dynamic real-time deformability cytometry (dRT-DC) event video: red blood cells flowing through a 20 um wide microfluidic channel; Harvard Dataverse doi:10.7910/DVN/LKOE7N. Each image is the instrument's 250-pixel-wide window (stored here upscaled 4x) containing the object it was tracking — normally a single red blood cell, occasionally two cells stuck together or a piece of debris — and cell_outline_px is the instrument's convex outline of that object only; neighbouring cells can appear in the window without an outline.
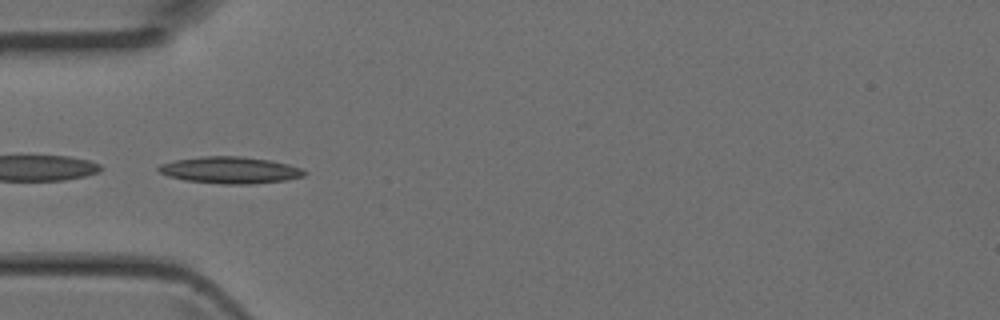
{"species": "Egyptian fruit bat (a non-hibernating species)", "species_latin": "Rousettus aegyptiacus", "temperature_condition": "room temperature", "stored_images_in_passage": 5, "camera_frame_rate_fps": 3000, "um_per_image_px": 0.085, "animal": {"sex": "female"}, "frame": {"image": 1, "passage_image": 4, "time_ms": 1.0, "image_size_px": [1000, 320], "cell_outline_px": [[308, 172], [304, 176], [284, 180], [248, 184], [224, 184], [184, 180], [168, 176], [160, 172], [156, 168], [160, 164], [176, 160], [200, 156], [240, 156], [272, 160], [288, 164], [300, 168]], "centroid_in_image_um": [19.55, 14.45], "position_along_channel_um": 65.4, "area_um2": 22.66}}
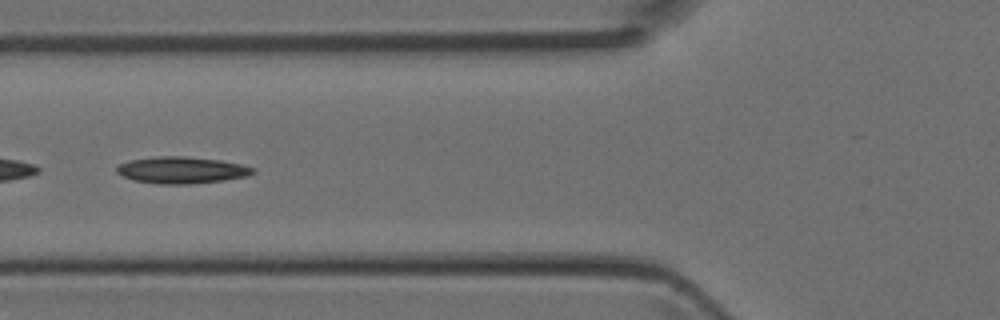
{"frame": {"image": 2, "passage_image": 5, "time_ms": 1.333, "image_size_px": [1000, 320], "cell_outline_px": [[256, 172], [248, 176], [192, 184], [160, 184], [132, 180], [116, 172], [116, 168], [120, 164], [128, 160], [156, 156], [184, 156], [220, 160], [240, 164], [256, 168]], "centroid_in_image_um": [15.43, 14.45], "position_along_channel_um": 110.4, "area_um2": 21.21}}